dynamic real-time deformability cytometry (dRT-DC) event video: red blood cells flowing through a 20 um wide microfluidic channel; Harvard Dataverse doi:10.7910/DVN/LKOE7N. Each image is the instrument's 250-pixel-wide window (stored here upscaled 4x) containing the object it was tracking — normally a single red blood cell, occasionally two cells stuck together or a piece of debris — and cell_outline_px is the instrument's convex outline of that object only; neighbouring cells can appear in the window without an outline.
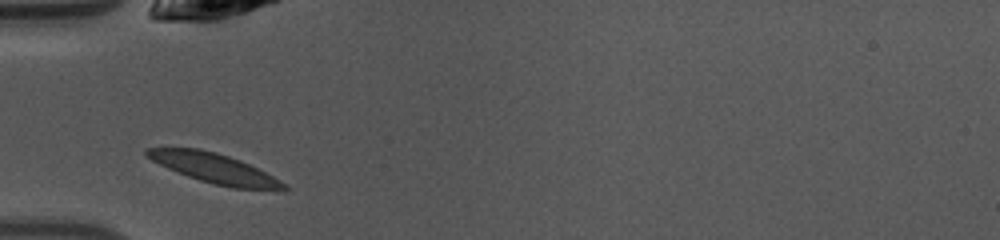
{"species": "common noctule bat (a hibernating species)", "species_latin": "Nyctalus noctula", "temperature_condition": "warm", "stored_images_in_passage": 31, "camera_frame_rate_fps": 3000, "um_per_image_px": 0.085, "animal": {"sex": "female", "body_mass_g": 10.0, "forearm_length_mm": 53.1}, "frame": {"image": 1, "passage_image": 1, "time_ms": 0.0, "image_size_px": [1000, 240], "cell_outline_px": [[292, 188], [232, 188], [200, 180], [188, 176], [168, 168], [152, 160], [144, 152], [148, 148], [200, 148], [216, 152], [240, 160], [280, 180]], "centroid_in_image_um": [18.17, 14.28], "position_along_channel_um": 66.8, "area_um2": 22.89}}
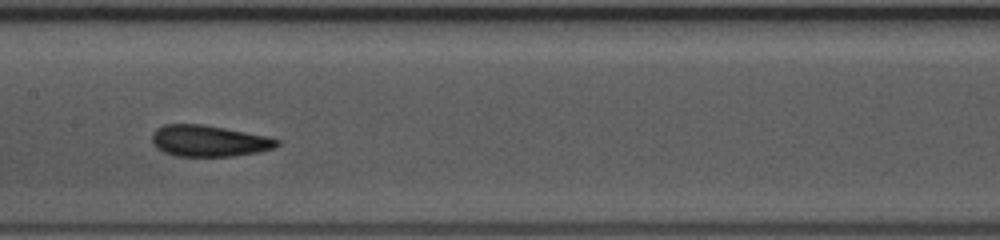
{"frame": {"image": 2, "passage_image": 10, "time_ms": 3.0, "image_size_px": [1000, 240], "cell_outline_px": [[280, 144], [272, 148], [260, 152], [232, 156], [176, 156], [164, 152], [156, 148], [152, 144], [152, 132], [156, 128], [164, 124], [204, 124], [268, 136], [280, 140]], "centroid_in_image_um": [17.74, 11.97], "position_along_channel_um": 189.7, "area_um2": 23.0}, "authors_computed_cell_mechanics": {"area_um2": 21.4438, "velocity_mm_per_s": 4.1192, "shape_relaxation_time_tau1_ms": 1.852, "shape_relaxation_time_tau2_ms": 4.6939, "deformation_change_tau1": 0.0869, "deformation_change_tau2": 0.0958}}